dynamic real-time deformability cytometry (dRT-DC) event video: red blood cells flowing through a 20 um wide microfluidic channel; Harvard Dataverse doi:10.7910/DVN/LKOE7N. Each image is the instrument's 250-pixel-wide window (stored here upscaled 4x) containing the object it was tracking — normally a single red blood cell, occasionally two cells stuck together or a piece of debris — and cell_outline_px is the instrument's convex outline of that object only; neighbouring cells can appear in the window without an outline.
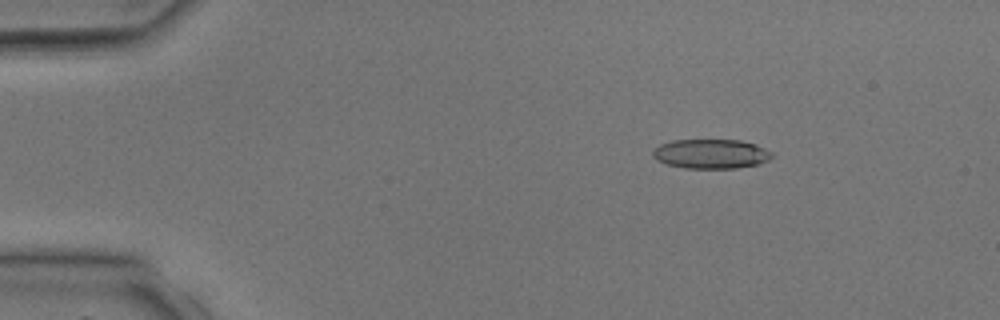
{"species": "common noctule bat (a hibernating species)", "species_latin": "Nyctalus noctula", "temperature_condition": "room temperature", "stored_images_in_passage": 3, "camera_frame_rate_fps": 3000, "um_per_image_px": 0.085, "animal": {"sex": "male", "body_mass_g": 17.9, "forearm_length_mm": 54.2}, "frame": {"image": 1, "passage_image": 1, "time_ms": 0.0, "image_size_px": [1000, 320], "cell_outline_px": [[772, 156], [768, 160], [760, 164], [736, 168], [684, 168], [668, 164], [656, 160], [652, 156], [652, 152], [660, 144], [672, 140], [740, 140], [756, 144], [772, 152]], "centroid_in_image_um": [60.43, 13.08], "position_along_channel_um": 24.6, "area_um2": 20.46}}
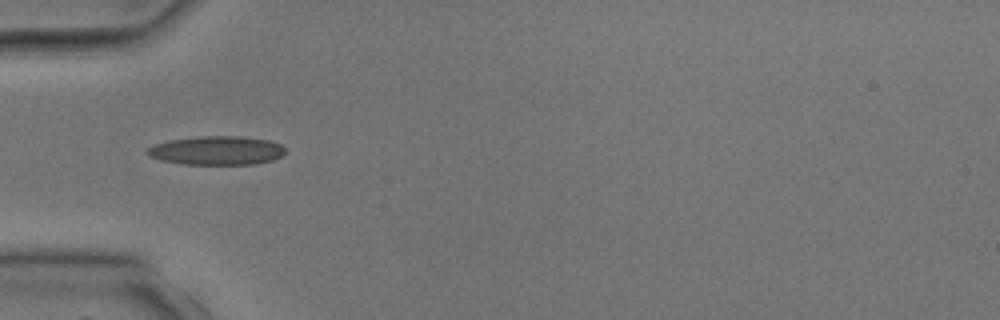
{"frame": {"image": 2, "passage_image": 3, "time_ms": 2.333, "image_size_px": [1000, 320], "cell_outline_px": [[284, 152], [280, 156], [272, 160], [252, 164], [180, 164], [160, 160], [148, 156], [144, 152], [148, 148], [156, 144], [168, 140], [200, 136], [244, 136], [268, 140], [280, 144], [284, 148]], "centroid_in_image_um": [18.37, 12.79], "position_along_channel_um": 66.6, "area_um2": 23.18}}